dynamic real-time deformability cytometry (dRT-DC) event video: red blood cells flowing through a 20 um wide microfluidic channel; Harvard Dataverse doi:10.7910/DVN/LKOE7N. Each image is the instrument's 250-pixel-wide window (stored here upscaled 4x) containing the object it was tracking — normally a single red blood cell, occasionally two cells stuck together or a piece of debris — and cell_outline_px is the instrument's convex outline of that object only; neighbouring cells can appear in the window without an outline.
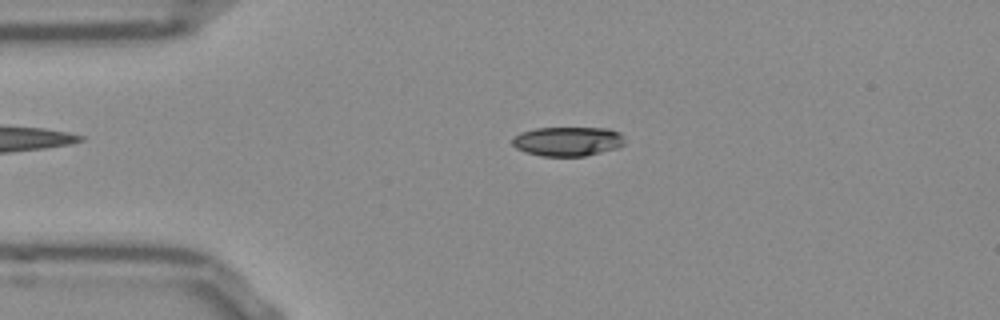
{"species": "Egyptian fruit bat (a non-hibernating species)", "species_latin": "Rousettus aegyptiacus", "temperature_condition": "room temperature", "stored_images_in_passage": 52, "camera_frame_rate_fps": 3000, "um_per_image_px": 0.085, "frame": {"image": 1, "passage_image": 11, "time_ms": 3.333, "image_size_px": [1000, 320], "cell_outline_px": [[624, 144], [616, 148], [584, 156], [540, 156], [524, 152], [516, 148], [512, 144], [512, 136], [520, 132], [536, 128], [608, 128], [620, 132], [624, 136]], "centroid_in_image_um": [48.22, 12.01], "position_along_channel_um": 36.8, "area_um2": 19.36}}
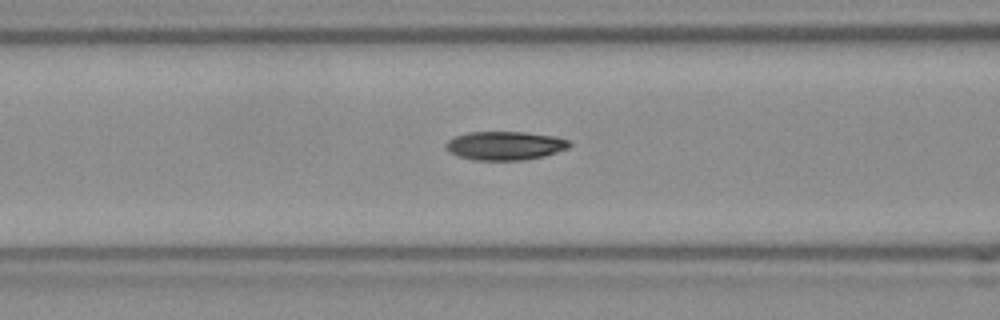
{"frame": {"image": 2, "passage_image": 20, "time_ms": 6.333, "image_size_px": [1000, 320], "cell_outline_px": [[572, 144], [568, 148], [544, 156], [524, 160], [476, 160], [456, 156], [448, 152], [444, 148], [444, 144], [452, 136], [468, 132], [524, 132], [556, 136], [568, 140]], "centroid_in_image_um": [42.87, 12.38], "position_along_channel_um": 123.7, "area_um2": 20.92}}
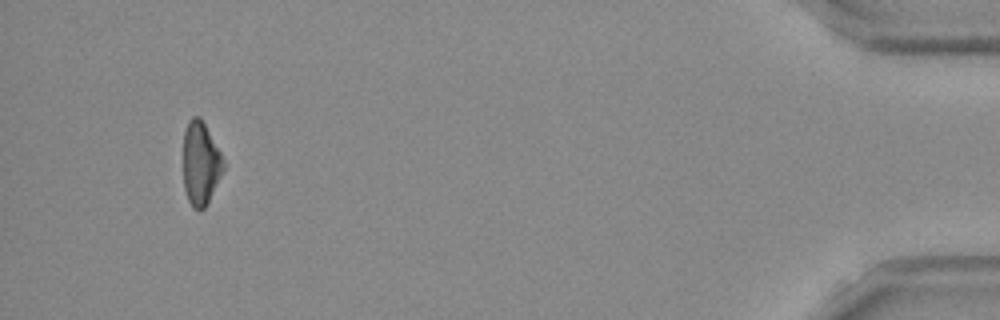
{"frame": {"image": 3, "passage_image": 49, "time_ms": 16.0, "image_size_px": [1000, 320], "cell_outline_px": [[224, 168], [204, 208], [200, 212], [192, 208], [188, 200], [184, 188], [184, 132], [188, 120], [192, 116], [200, 116], [220, 152], [224, 160]], "centroid_in_image_um": [17.03, 13.88], "position_along_channel_um": 418.2, "area_um2": 19.25}, "authors_computed_cell_mechanics": {"area_um2": 20.3167, "velocity_mm_per_s": 3.8538, "shape_relaxation_time_tau1_ms": 8.4183, "shape_relaxation_time_tau2_ms": 8.4738, "deformation_change_tau1": 0.1858, "deformation_change_tau2": 0.1514}}